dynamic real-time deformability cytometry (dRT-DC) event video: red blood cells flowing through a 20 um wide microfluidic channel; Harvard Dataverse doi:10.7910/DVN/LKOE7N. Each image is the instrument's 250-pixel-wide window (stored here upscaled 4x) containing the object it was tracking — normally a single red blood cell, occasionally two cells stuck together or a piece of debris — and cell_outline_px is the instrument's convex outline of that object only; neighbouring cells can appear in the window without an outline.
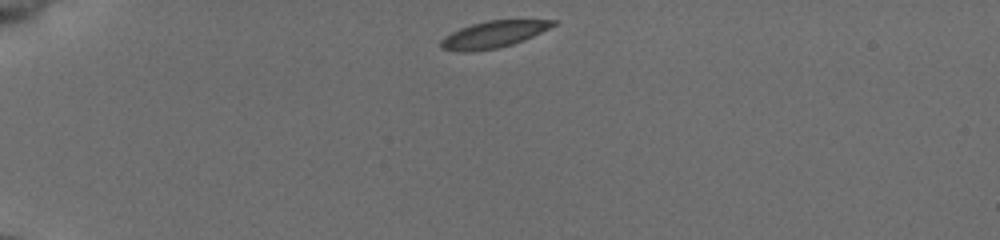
{"species": "common noctule bat (a hibernating species)", "species_latin": "Nyctalus noctula", "temperature_condition": "cold", "stored_images_in_passage": 41, "camera_frame_rate_fps": 3000, "um_per_image_px": 0.085, "animal": {"sex": "female", "body_mass_g": 19.5, "forearm_length_mm": 54.1}, "frame": {"image": 1, "passage_image": 1, "time_ms": 0.0, "image_size_px": [1000, 240], "cell_outline_px": [[560, 20], [556, 24], [524, 40], [512, 44], [496, 48], [472, 52], [460, 52], [440, 48], [440, 40], [444, 36], [460, 28], [472, 24], [488, 20]], "centroid_in_image_um": [41.9, 2.93], "position_along_channel_um": 43.1, "area_um2": 17.4}}
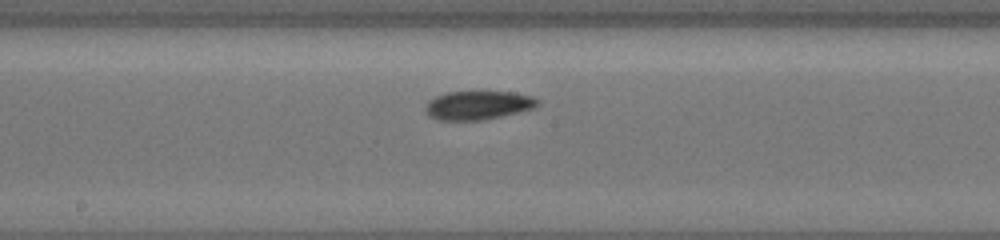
{"frame": {"image": 2, "passage_image": 18, "time_ms": 5.667, "image_size_px": [1000, 240], "cell_outline_px": [[540, 104], [536, 108], [520, 112], [480, 120], [440, 120], [428, 116], [424, 112], [424, 104], [428, 100], [436, 96], [448, 92], [512, 92], [532, 96], [540, 100]], "centroid_in_image_um": [40.62, 8.95], "position_along_channel_um": 207.6, "area_um2": 18.96}}
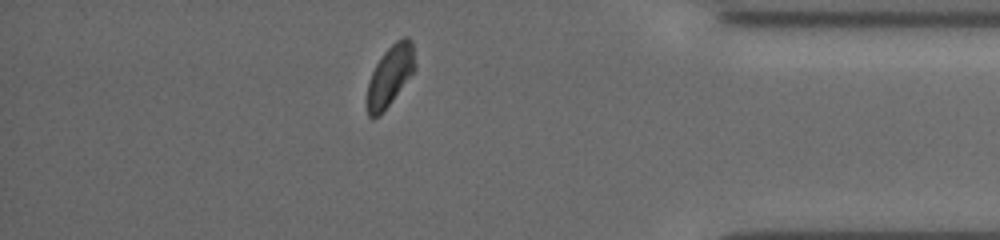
{"frame": {"image": 3, "passage_image": 35, "time_ms": 11.333, "image_size_px": [1000, 240], "cell_outline_px": [[416, 68], [380, 116], [372, 120], [368, 116], [368, 84], [372, 72], [380, 56], [396, 40], [404, 36], [408, 36], [412, 40], [416, 64]], "centroid_in_image_um": [33.17, 6.4], "position_along_channel_um": 402.0, "area_um2": 16.82}, "authors_computed_cell_mechanics": {"area_um2": 18.1492, "velocity_mm_per_s": 3.8354, "shape_relaxation_time_tau1_ms": 3.3593, "shape_relaxation_time_tau2_ms": 2.312, "deformation_change_tau1": 0.092, "deformation_change_tau2": 0.051}}